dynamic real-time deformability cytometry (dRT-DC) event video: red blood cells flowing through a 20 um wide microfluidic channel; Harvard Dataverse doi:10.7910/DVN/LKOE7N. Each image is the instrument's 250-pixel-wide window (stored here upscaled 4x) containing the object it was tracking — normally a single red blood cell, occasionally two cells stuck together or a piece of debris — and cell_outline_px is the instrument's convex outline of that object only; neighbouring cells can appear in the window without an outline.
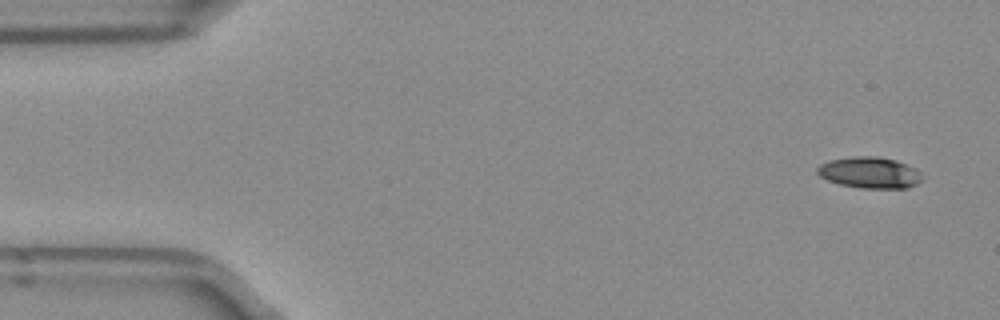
{"species": "Egyptian fruit bat (a non-hibernating species)", "species_latin": "Rousettus aegyptiacus", "temperature_condition": "room temperature", "stored_images_in_passage": 4, "camera_frame_rate_fps": 3000, "um_per_image_px": 0.085, "frame": {"image": 1, "passage_image": 1, "time_ms": 0.0, "image_size_px": [1000, 320], "cell_outline_px": [[924, 180], [908, 188], [860, 188], [840, 184], [828, 180], [820, 176], [816, 172], [816, 168], [820, 164], [832, 160], [852, 156], [876, 156], [896, 160], [916, 168], [920, 172]], "centroid_in_image_um": [73.95, 14.67], "position_along_channel_um": 11.1, "area_um2": 19.19}}
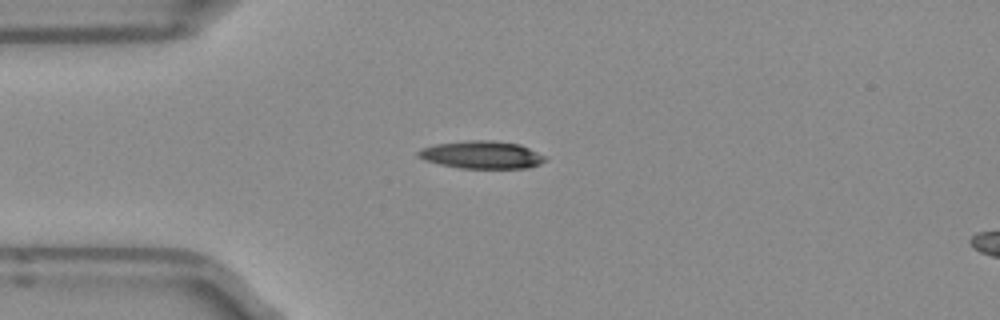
{"frame": {"image": 2, "passage_image": 4, "time_ms": 1.0, "image_size_px": [1000, 320], "cell_outline_px": [[548, 160], [540, 164], [528, 168], [460, 168], [440, 164], [424, 160], [416, 156], [416, 152], [424, 148], [436, 144], [472, 140], [484, 140], [520, 144], [548, 156]], "centroid_in_image_um": [41.0, 13.17], "position_along_channel_um": 44.0, "area_um2": 20.46}}